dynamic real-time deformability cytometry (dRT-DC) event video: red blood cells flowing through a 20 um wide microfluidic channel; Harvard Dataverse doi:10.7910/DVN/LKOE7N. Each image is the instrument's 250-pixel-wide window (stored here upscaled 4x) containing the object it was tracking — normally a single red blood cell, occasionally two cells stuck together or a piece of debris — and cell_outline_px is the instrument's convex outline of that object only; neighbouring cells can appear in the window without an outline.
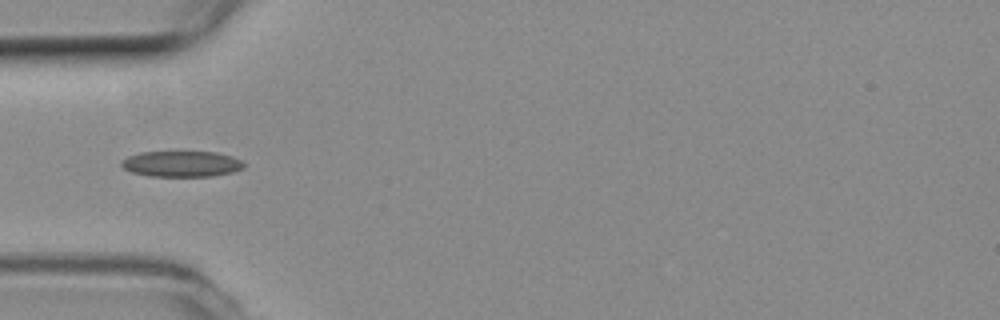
{"species": "common noctule bat (a hibernating species)", "species_latin": "Nyctalus noctula", "temperature_condition": "room temperature", "stored_images_in_passage": 9, "camera_frame_rate_fps": 3000, "um_per_image_px": 0.085, "animal": {"sex": "female", "body_mass_g": 19.3, "forearm_length_mm": 54.1}, "frame": {"image": 1, "passage_image": 1, "time_ms": 0.0, "image_size_px": [1000, 320], "cell_outline_px": [[248, 164], [244, 168], [232, 172], [212, 176], [148, 176], [132, 172], [124, 168], [120, 164], [120, 160], [128, 156], [140, 152], [216, 152], [232, 156]], "centroid_in_image_um": [15.44, 13.93], "position_along_channel_um": 69.6, "area_um2": 18.55}}
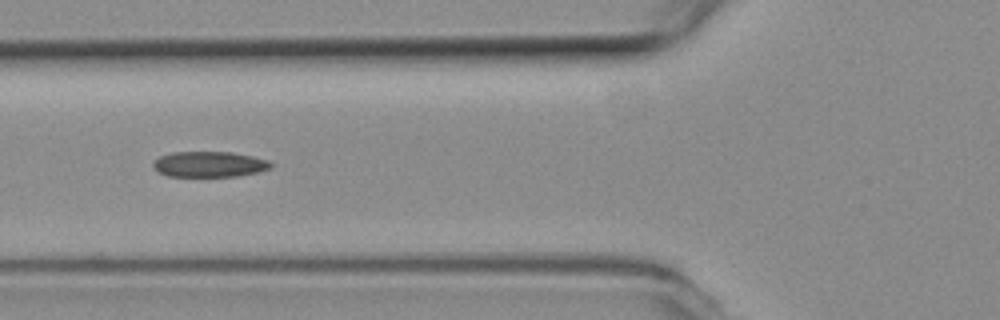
{"frame": {"image": 2, "passage_image": 4, "time_ms": 1.0, "image_size_px": [1000, 320], "cell_outline_px": [[272, 168], [256, 172], [236, 176], [168, 176], [152, 168], [152, 164], [160, 156], [172, 152], [232, 152], [252, 156], [268, 160], [272, 164]], "centroid_in_image_um": [17.79, 13.96], "position_along_channel_um": 108.0, "area_um2": 17.46}}
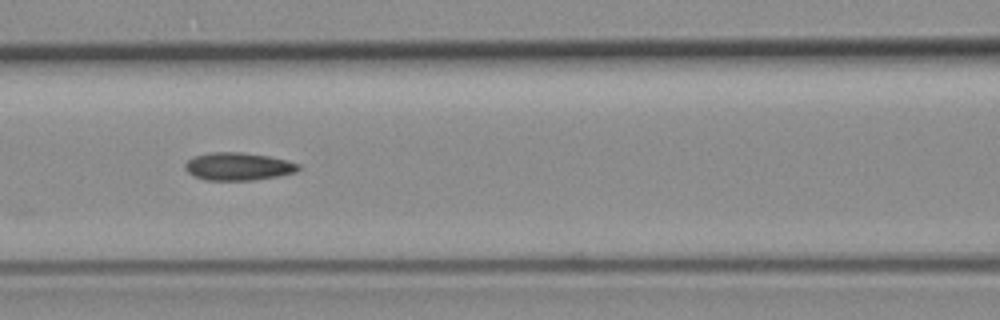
{"frame": {"image": 3, "passage_image": 7, "time_ms": 2.0, "image_size_px": [1000, 320], "cell_outline_px": [[300, 168], [296, 172], [276, 176], [252, 180], [204, 180], [188, 172], [184, 168], [184, 164], [188, 160], [196, 156], [212, 152], [244, 152], [268, 156], [300, 164]], "centroid_in_image_um": [20.24, 14.14], "position_along_channel_um": 146.4, "area_um2": 18.15}}